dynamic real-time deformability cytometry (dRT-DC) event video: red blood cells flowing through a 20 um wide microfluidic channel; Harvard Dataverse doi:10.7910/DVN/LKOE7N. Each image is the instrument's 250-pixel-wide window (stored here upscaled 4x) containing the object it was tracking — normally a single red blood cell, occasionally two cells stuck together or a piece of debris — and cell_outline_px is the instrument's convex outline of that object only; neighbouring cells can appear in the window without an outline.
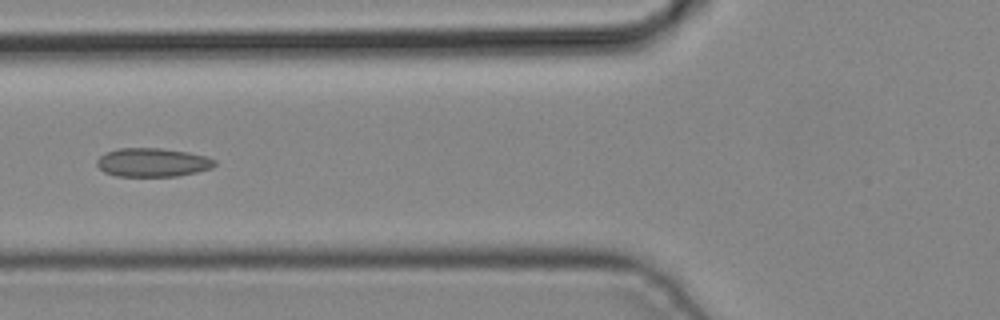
{"species": "common noctule bat (a hibernating species)", "species_latin": "Nyctalus noctula", "temperature_condition": "cold", "stored_images_in_passage": 3, "camera_frame_rate_fps": 3000, "um_per_image_px": 0.085, "animal": {"sex": "male", "body_mass_g": 19.2, "forearm_length_mm": 51.8}, "frame": {"image": 1, "passage_image": 3, "time_ms": 0.667, "image_size_px": [1000, 320], "cell_outline_px": [[216, 164], [212, 168], [196, 172], [176, 176], [116, 176], [104, 172], [96, 164], [96, 160], [104, 152], [120, 148], [160, 148], [188, 152], [208, 156], [216, 160]], "centroid_in_image_um": [12.97, 13.8], "position_along_channel_um": 112.8, "area_um2": 19.83}}